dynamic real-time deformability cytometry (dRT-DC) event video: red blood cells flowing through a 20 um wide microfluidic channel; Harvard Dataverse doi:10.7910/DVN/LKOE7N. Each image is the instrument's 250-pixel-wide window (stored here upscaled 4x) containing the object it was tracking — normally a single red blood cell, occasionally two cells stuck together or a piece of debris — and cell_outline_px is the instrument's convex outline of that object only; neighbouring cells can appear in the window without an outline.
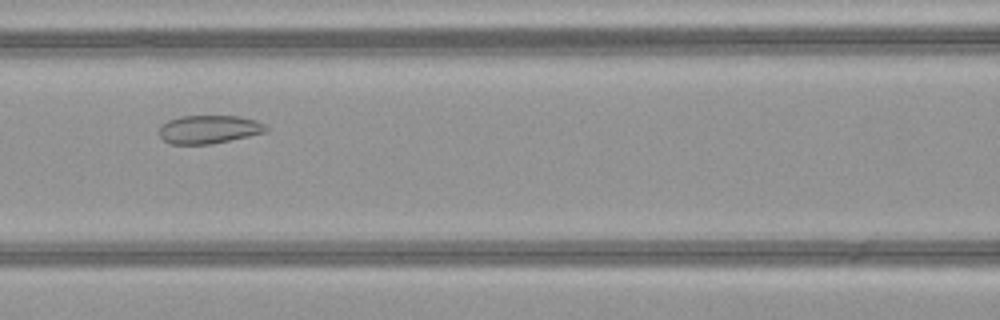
{"species": "common noctule bat (a hibernating species)", "species_latin": "Nyctalus noctula", "temperature_condition": "warm", "stored_images_in_passage": 46, "camera_frame_rate_fps": 3000, "um_per_image_px": 0.085, "animal": {"sex": "female", "body_mass_g": 21.9}, "frame": {"image": 1, "passage_image": 18, "time_ms": 5.667, "image_size_px": [1000, 320], "cell_outline_px": [[268, 132], [212, 144], [172, 144], [164, 140], [160, 136], [160, 124], [168, 120], [180, 116], [240, 116], [256, 120], [264, 124], [268, 128]], "centroid_in_image_um": [17.78, 10.99], "position_along_channel_um": 148.8, "area_um2": 17.74}}
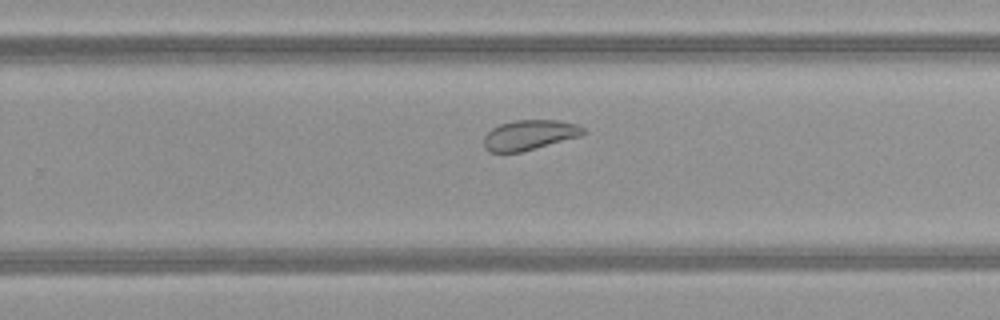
{"frame": {"image": 2, "passage_image": 28, "time_ms": 9.0, "image_size_px": [1000, 320], "cell_outline_px": [[588, 132], [580, 136], [536, 148], [520, 152], [488, 152], [484, 148], [484, 136], [492, 128], [500, 124], [512, 120], [560, 120], [576, 124], [584, 128]], "centroid_in_image_um": [45.0, 11.46], "position_along_channel_um": 284.8, "area_um2": 17.46}}
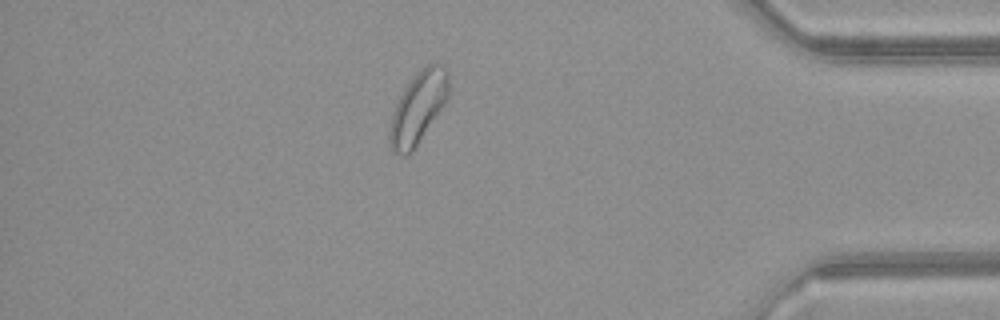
{"frame": {"image": 3, "passage_image": 39, "time_ms": 12.667, "image_size_px": [1000, 320], "cell_outline_px": [[448, 96], [444, 104], [412, 152], [408, 156], [400, 156], [392, 152], [388, 140], [388, 132], [392, 112], [400, 96], [416, 72], [432, 60], [440, 64], [448, 72]], "centroid_in_image_um": [35.51, 9.17], "position_along_channel_um": 399.7, "area_um2": 24.68}}